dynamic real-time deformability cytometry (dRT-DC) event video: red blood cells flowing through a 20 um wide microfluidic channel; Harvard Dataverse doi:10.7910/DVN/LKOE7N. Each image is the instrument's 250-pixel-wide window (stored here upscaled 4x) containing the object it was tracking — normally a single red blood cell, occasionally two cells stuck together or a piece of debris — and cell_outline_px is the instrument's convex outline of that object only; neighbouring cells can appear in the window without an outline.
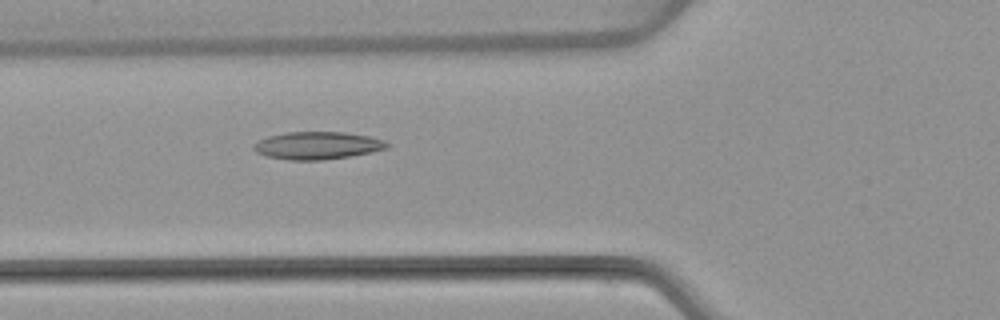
{"species": "common noctule bat (a hibernating species)", "species_latin": "Nyctalus noctula", "temperature_condition": "warm", "stored_images_in_passage": 6, "camera_frame_rate_fps": 3000, "um_per_image_px": 0.085, "animal": {"sex": "female", "body_mass_g": 22.7, "forearm_length_mm": 54.2}, "frame": {"image": 1, "passage_image": 6, "time_ms": 6.0, "image_size_px": [1000, 320], "cell_outline_px": [[388, 148], [348, 156], [324, 160], [288, 160], [264, 156], [256, 152], [252, 148], [252, 144], [268, 136], [284, 132], [344, 132], [368, 136], [384, 140], [388, 144]], "centroid_in_image_um": [26.91, 12.37], "position_along_channel_um": 98.9, "area_um2": 21.39}}